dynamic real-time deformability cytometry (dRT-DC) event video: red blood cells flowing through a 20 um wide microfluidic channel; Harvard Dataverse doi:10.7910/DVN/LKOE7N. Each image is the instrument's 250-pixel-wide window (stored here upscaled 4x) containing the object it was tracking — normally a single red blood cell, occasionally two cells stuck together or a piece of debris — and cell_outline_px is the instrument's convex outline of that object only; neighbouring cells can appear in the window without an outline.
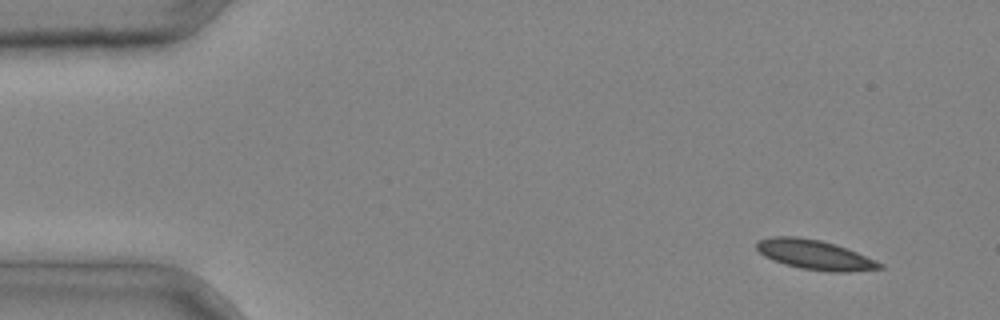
{"species": "common noctule bat (a hibernating species)", "species_latin": "Nyctalus noctula", "temperature_condition": "cold", "stored_images_in_passage": 3, "segment_of_instrument_passage": [1, 2], "camera_frame_rate_fps": 3000, "um_per_image_px": 0.085, "animal": {"sex": "male", "body_mass_g": 20.4}, "frame": {"image": 1, "passage_image": 1, "time_ms": 0.0, "image_size_px": [1000, 320], "cell_outline_px": [[884, 268], [848, 272], [832, 272], [800, 268], [772, 260], [764, 256], [756, 248], [756, 240], [772, 236], [796, 236], [820, 240], [836, 244], [876, 260], [884, 264]], "centroid_in_image_um": [69.25, 21.65], "position_along_channel_um": 15.8, "area_um2": 21.33}}